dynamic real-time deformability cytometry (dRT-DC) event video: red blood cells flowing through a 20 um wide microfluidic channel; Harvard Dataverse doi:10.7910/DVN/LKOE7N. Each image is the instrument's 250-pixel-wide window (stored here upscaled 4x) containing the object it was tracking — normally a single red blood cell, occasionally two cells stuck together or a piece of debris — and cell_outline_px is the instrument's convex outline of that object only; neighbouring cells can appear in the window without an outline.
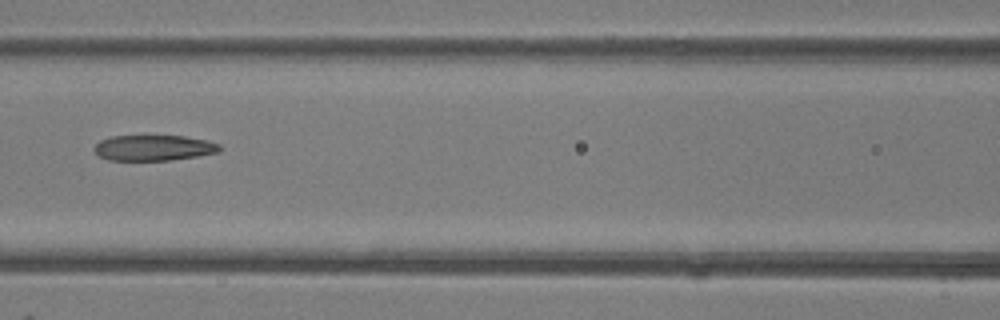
{"species": "common noctule bat (a hibernating species)", "species_latin": "Nyctalus noctula", "temperature_condition": "room temperature", "stored_images_in_passage": 5, "camera_frame_rate_fps": 3000, "um_per_image_px": 0.085, "animal": {"sex": "female"}, "frame": {"image": 1, "passage_image": 5, "time_ms": 4.333, "image_size_px": [1000, 320], "cell_outline_px": [[220, 152], [172, 160], [108, 160], [100, 156], [92, 148], [100, 140], [112, 136], [184, 136], [208, 140], [220, 144]], "centroid_in_image_um": [13.07, 12.56], "position_along_channel_um": 153.5, "area_um2": 18.73}}